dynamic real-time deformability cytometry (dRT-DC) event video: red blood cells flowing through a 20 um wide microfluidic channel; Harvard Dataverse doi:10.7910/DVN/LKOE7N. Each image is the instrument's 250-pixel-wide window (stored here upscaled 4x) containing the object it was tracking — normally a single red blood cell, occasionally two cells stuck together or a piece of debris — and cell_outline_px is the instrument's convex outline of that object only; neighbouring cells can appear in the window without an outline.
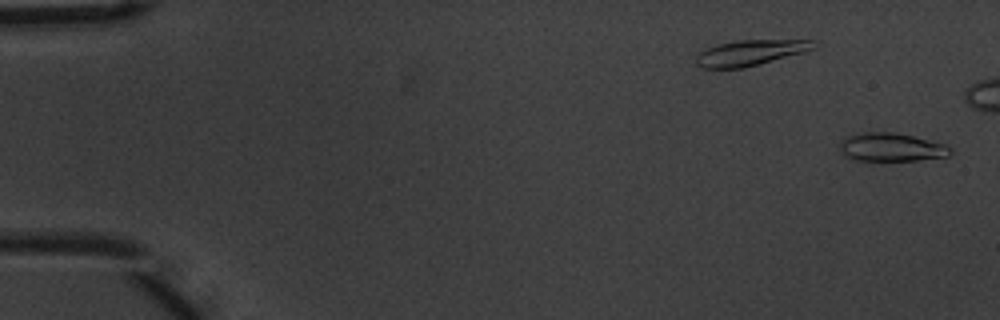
{"species": "common noctule bat (a hibernating species)", "species_latin": "Nyctalus noctula", "temperature_condition": "warm", "stored_images_in_passage": 45, "camera_frame_rate_fps": 3000, "um_per_image_px": 0.085, "animal": {"sex": "male", "body_mass_g": 20.1, "forearm_length_mm": 53.5}, "frame": {"image": 1, "passage_image": 1, "time_ms": 0.0, "image_size_px": [1000, 320], "cell_outline_px": [[952, 152], [948, 156], [916, 160], [856, 160], [844, 156], [840, 148], [840, 144], [844, 136], [860, 132], [892, 132], [912, 136], [944, 144], [952, 148]], "centroid_in_image_um": [75.72, 12.5], "position_along_channel_um": 9.3, "area_um2": 18.21}}
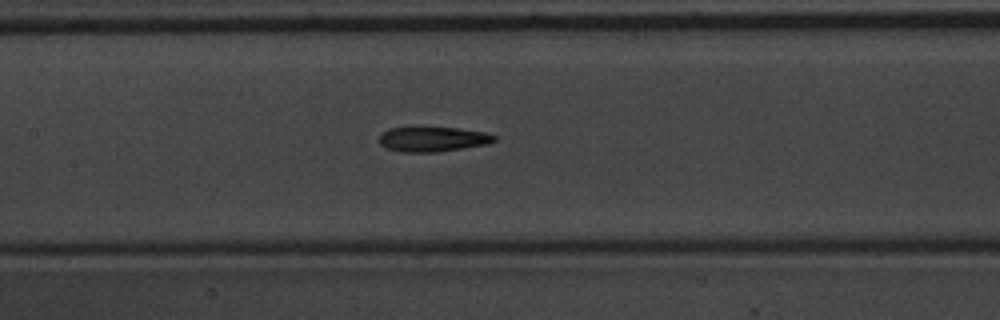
{"frame": {"image": 2, "passage_image": 26, "time_ms": 8.333, "image_size_px": [1000, 320], "cell_outline_px": [[496, 140], [488, 144], [436, 152], [404, 152], [388, 148], [380, 144], [380, 132], [388, 128], [456, 128], [484, 132], [496, 136]], "centroid_in_image_um": [36.78, 11.83], "position_along_channel_um": 170.6, "area_um2": 16.42}}
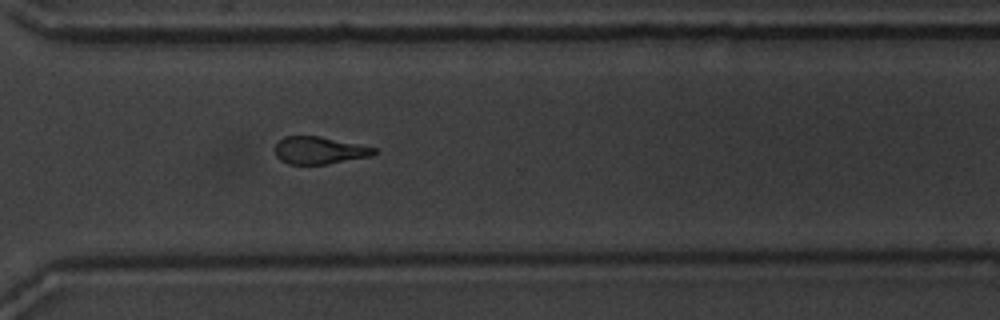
{"frame": {"image": 3, "passage_image": 40, "time_ms": 13.0, "image_size_px": [1000, 320], "cell_outline_px": [[380, 152], [372, 156], [328, 164], [288, 164], [280, 160], [276, 156], [276, 144], [284, 136], [320, 136], [376, 148]], "centroid_in_image_um": [27.18, 12.79], "position_along_channel_um": 343.4, "area_um2": 15.84}}